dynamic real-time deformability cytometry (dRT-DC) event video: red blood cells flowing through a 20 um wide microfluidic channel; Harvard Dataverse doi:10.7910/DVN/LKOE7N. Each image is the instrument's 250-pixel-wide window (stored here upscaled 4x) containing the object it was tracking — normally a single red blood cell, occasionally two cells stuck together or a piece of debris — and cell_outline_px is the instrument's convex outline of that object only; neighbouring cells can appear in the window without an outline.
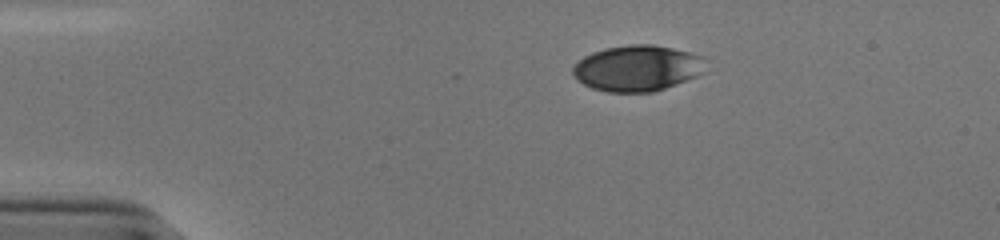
{"species": "human", "species_latin": "Homo sapiens", "temperature_condition": "cold", "stored_images_in_passage": 35, "camera_frame_rate_fps": 3000, "um_per_image_px": 0.085, "donor": {"sex": "male"}, "frame": {"image": 1, "passage_image": 1, "time_ms": 0.0, "image_size_px": [1000, 240], "cell_outline_px": [[708, 72], [676, 84], [652, 92], [608, 92], [592, 88], [576, 80], [572, 72], [572, 68], [584, 56], [592, 52], [604, 48], [628, 44], [652, 44], [672, 48], [704, 56]], "centroid_in_image_um": [54.21, 5.79], "position_along_channel_um": 30.8, "area_um2": 35.89}}
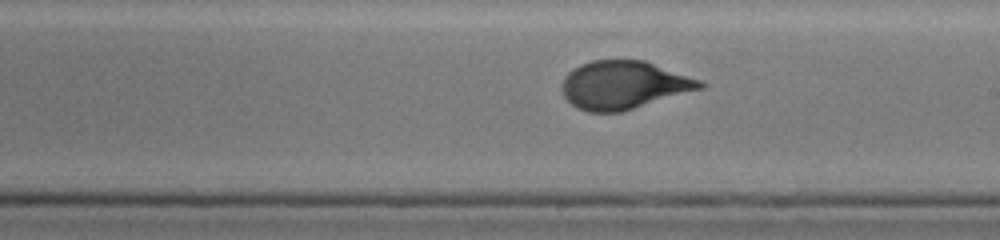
{"frame": {"image": 2, "passage_image": 22, "time_ms": 7.0, "image_size_px": [1000, 240], "cell_outline_px": [[708, 84], [704, 88], [624, 112], [588, 112], [576, 108], [564, 96], [564, 76], [568, 72], [580, 64], [592, 60], [644, 60], [700, 80]], "centroid_in_image_um": [53.05, 7.24], "position_along_channel_um": 235.9, "area_um2": 38.78}}
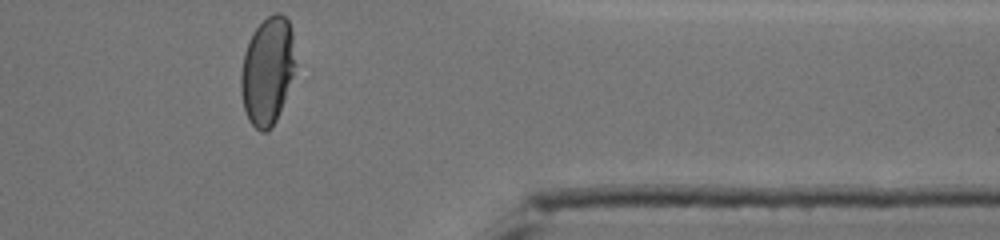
{"frame": {"image": 3, "passage_image": 35, "time_ms": 11.333, "image_size_px": [1000, 240], "cell_outline_px": [[296, 64], [284, 100], [276, 120], [272, 128], [268, 132], [260, 132], [248, 120], [244, 108], [240, 92], [240, 76], [244, 52], [248, 40], [252, 32], [268, 16], [276, 12], [280, 12], [288, 20], [292, 28]], "centroid_in_image_um": [22.72, 6.02], "position_along_channel_um": 388.7, "area_um2": 34.45}, "authors_computed_cell_mechanics": {"area_um2": 38.4948, "velocity_mm_per_s": 3.8482, "shape_relaxation_time_tau1_ms": 4.0676, "shape_relaxation_time_tau2_ms": null, "deformation_change_tau1": 0.1789, "deformation_change_tau2": null}}